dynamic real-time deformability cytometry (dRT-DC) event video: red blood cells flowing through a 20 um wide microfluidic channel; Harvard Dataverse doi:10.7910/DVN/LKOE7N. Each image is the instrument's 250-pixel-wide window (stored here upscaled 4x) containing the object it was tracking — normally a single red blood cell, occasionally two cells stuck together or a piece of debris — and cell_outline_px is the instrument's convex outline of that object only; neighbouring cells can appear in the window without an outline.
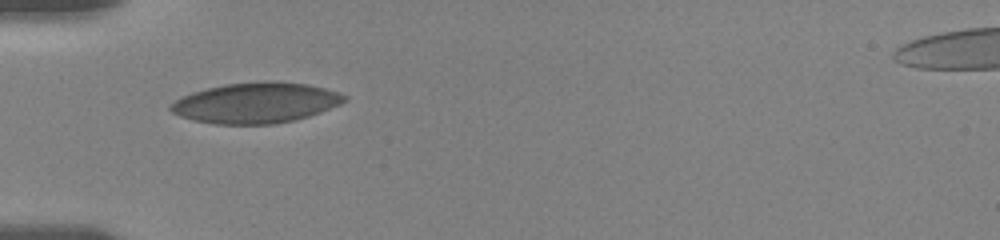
{"species": "human", "species_latin": "Homo sapiens", "temperature_condition": "room temperature", "stored_images_in_passage": 39, "camera_frame_rate_fps": 3000, "um_per_image_px": 0.085, "donor": {"sex": "female"}, "frame": {"image": 1, "passage_image": 1, "time_ms": 0.0, "image_size_px": [1000, 240], "cell_outline_px": [[348, 100], [340, 104], [320, 112], [296, 120], [272, 124], [216, 124], [192, 120], [180, 116], [172, 112], [168, 108], [180, 96], [192, 92], [224, 84], [264, 80], [268, 80], [308, 84], [340, 92], [348, 96]], "centroid_in_image_um": [21.77, 8.73], "position_along_channel_um": 63.2, "area_um2": 41.27}}
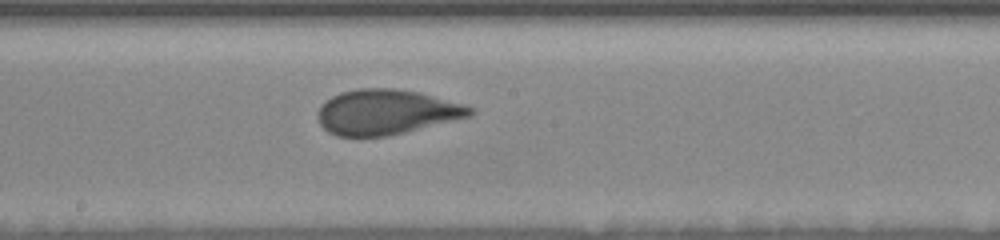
{"frame": {"image": 2, "passage_image": 14, "time_ms": 4.333, "image_size_px": [1000, 240], "cell_outline_px": [[476, 112], [472, 116], [388, 136], [336, 136], [328, 132], [320, 124], [316, 116], [316, 112], [320, 104], [332, 96], [340, 92], [356, 88], [396, 88], [420, 92], [464, 104], [476, 108]], "centroid_in_image_um": [32.83, 9.51], "position_along_channel_um": 215.4, "area_um2": 40.46}}
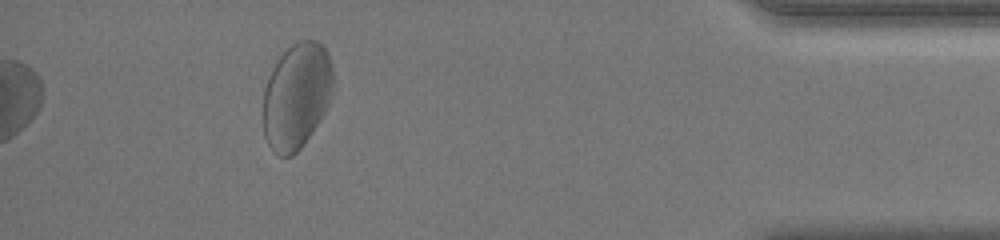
{"frame": {"image": 3, "passage_image": 34, "time_ms": 11.0, "image_size_px": [1000, 240], "cell_outline_px": [[332, 84], [328, 104], [320, 120], [304, 144], [292, 156], [280, 156], [268, 144], [264, 136], [264, 88], [272, 68], [280, 56], [296, 40], [316, 40], [328, 52], [332, 68]], "centroid_in_image_um": [25.2, 8.14], "position_along_channel_um": 410.0, "area_um2": 42.89}, "authors_computed_cell_mechanics": {"area_um2": 40.5756, "velocity_mm_per_s": 3.5749, "shape_relaxation_time_tau1_ms": 2.3278, "shape_relaxation_time_tau2_ms": 1.5001, "deformation_change_tau1": 0.0728, "deformation_change_tau2": 0.0501}}